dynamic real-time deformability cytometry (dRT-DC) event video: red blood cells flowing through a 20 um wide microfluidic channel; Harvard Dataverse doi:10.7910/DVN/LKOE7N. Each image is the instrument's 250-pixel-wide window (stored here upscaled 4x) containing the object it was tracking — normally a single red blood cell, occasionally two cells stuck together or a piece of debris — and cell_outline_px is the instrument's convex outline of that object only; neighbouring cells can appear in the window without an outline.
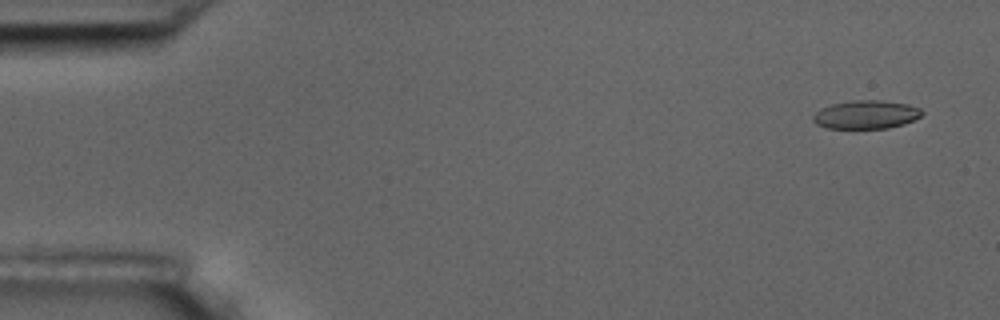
{"species": "common noctule bat (a hibernating species)", "species_latin": "Nyctalus noctula", "temperature_condition": "room temperature", "stored_images_in_passage": 6, "segment_of_instrument_passage": [1, 2], "camera_frame_rate_fps": 3000, "um_per_image_px": 0.085, "animal": {"sex": "male", "body_mass_g": 17.5, "forearm_length_mm": 52.3}, "frame": {"image": 1, "passage_image": 1, "time_ms": 0.0, "image_size_px": [1000, 320], "cell_outline_px": [[924, 112], [920, 116], [904, 124], [888, 128], [824, 128], [816, 124], [812, 120], [812, 116], [820, 108], [832, 104], [852, 100], [880, 100], [908, 104], [920, 108]], "centroid_in_image_um": [73.59, 9.74], "position_along_channel_um": 11.4, "area_um2": 18.09}}